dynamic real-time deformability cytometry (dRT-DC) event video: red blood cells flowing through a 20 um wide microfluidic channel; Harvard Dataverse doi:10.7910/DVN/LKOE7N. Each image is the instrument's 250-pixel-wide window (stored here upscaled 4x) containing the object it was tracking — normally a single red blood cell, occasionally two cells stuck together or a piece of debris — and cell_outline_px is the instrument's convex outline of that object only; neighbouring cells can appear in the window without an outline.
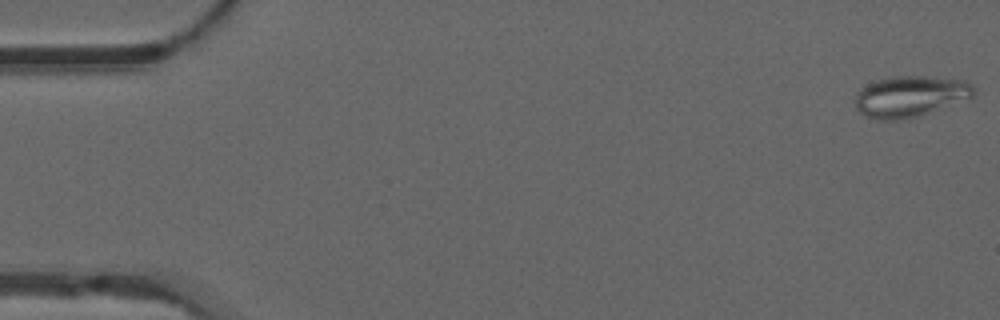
{"species": "common noctule bat (a hibernating species)", "species_latin": "Nyctalus noctula", "temperature_condition": "warm", "stored_images_in_passage": 53, "camera_frame_rate_fps": 3000, "um_per_image_px": 0.085, "animal": {"sex": "male", "forearm_length_mm": 52.5}, "frame": {"image": 1, "passage_image": 1, "time_ms": 0.0, "image_size_px": [1000, 320], "cell_outline_px": [[976, 92], [972, 96], [916, 116], [900, 120], [880, 120], [868, 116], [860, 112], [856, 108], [856, 92], [860, 88], [876, 80], [892, 76], [924, 76], [964, 80], [972, 84]], "centroid_in_image_um": [77.32, 8.17], "position_along_channel_um": 7.7, "area_um2": 27.86}}
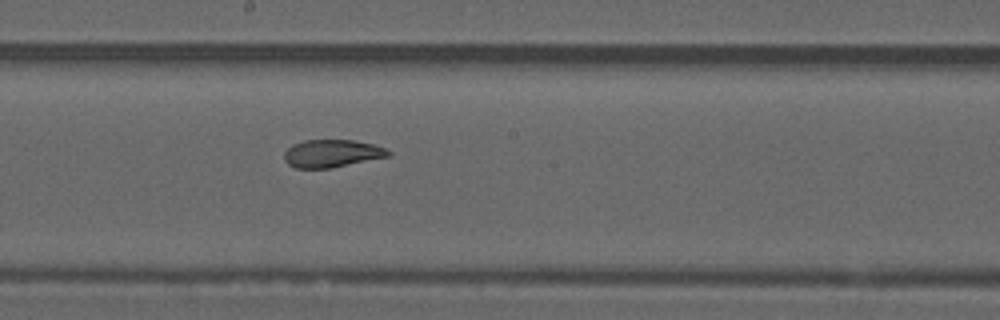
{"frame": {"image": 2, "passage_image": 29, "time_ms": 9.333, "image_size_px": [1000, 320], "cell_outline_px": [[392, 156], [332, 168], [296, 168], [288, 164], [284, 160], [284, 152], [292, 144], [304, 140], [352, 140], [372, 144], [384, 148], [392, 152]], "centroid_in_image_um": [28.22, 13.05], "position_along_channel_um": 220.0, "area_um2": 16.94}}
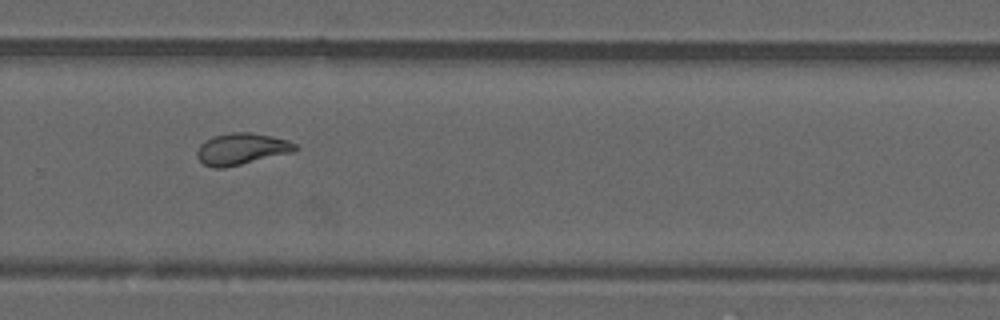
{"frame": {"image": 3, "passage_image": 36, "time_ms": 11.667, "image_size_px": [1000, 320], "cell_outline_px": [[300, 148], [292, 152], [224, 168], [212, 168], [204, 164], [196, 156], [196, 152], [200, 144], [204, 140], [212, 136], [232, 132], [252, 132], [272, 136], [288, 140], [296, 144]], "centroid_in_image_um": [20.51, 12.65], "position_along_channel_um": 309.3, "area_um2": 18.15}, "authors_computed_cell_mechanics": {"area_um2": 19.0162, "velocity_mm_per_s": 3.8427, "shape_relaxation_time_tau1_ms": null, "shape_relaxation_time_tau2_ms": 1.896, "deformation_change_tau1": null, "deformation_change_tau2": 0.0728}}